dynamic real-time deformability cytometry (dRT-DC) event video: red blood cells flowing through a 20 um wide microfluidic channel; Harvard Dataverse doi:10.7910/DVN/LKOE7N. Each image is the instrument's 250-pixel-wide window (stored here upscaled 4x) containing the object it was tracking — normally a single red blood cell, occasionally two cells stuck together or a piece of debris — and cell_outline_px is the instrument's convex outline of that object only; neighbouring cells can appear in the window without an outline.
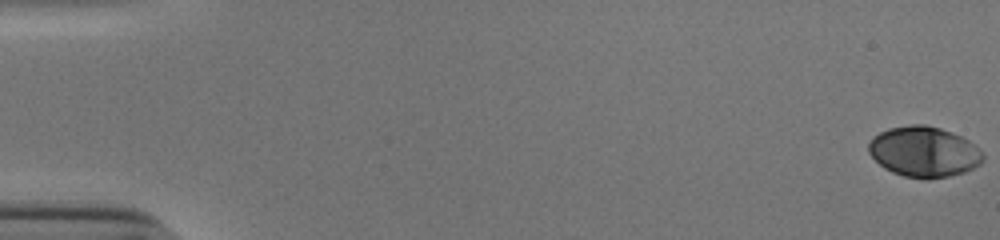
{"species": "human", "species_latin": "Homo sapiens", "temperature_condition": "cold", "stored_images_in_passage": 54, "camera_frame_rate_fps": 3000, "um_per_image_px": 0.085, "donor": {"sex": "male"}, "frame": {"image": 1, "passage_image": 1, "time_ms": 0.0, "image_size_px": [1000, 240], "cell_outline_px": [[984, 160], [980, 164], [964, 172], [948, 176], [924, 180], [904, 176], [892, 172], [884, 168], [868, 152], [868, 144], [872, 136], [888, 128], [908, 124], [924, 124], [940, 128], [952, 132], [976, 144], [980, 148], [984, 156]], "centroid_in_image_um": [78.54, 12.89], "position_along_channel_um": 6.5, "area_um2": 33.99}}
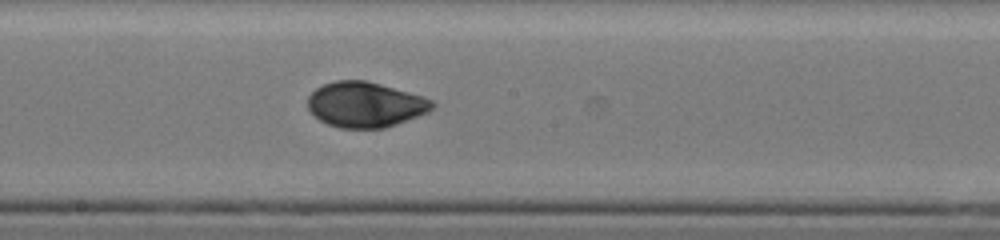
{"frame": {"image": 2, "passage_image": 31, "time_ms": 10.0, "image_size_px": [1000, 240], "cell_outline_px": [[436, 104], [428, 112], [396, 124], [384, 128], [340, 128], [328, 124], [320, 120], [308, 108], [308, 96], [316, 88], [324, 84], [336, 80], [364, 80], [380, 84], [424, 96], [432, 100]], "centroid_in_image_um": [31.05, 8.88], "position_along_channel_um": 217.1, "area_um2": 32.71}}
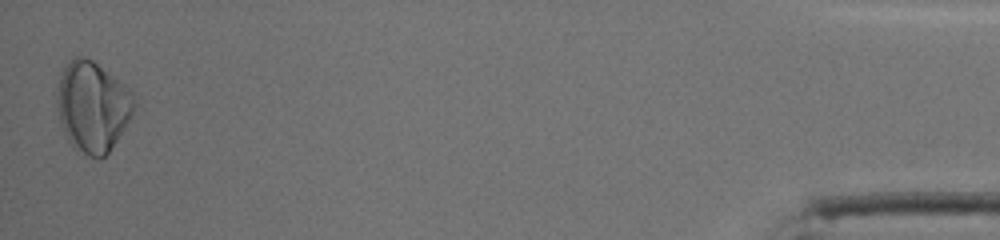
{"frame": {"image": 3, "passage_image": 54, "time_ms": 17.667, "image_size_px": [1000, 240], "cell_outline_px": [[136, 104], [128, 120], [116, 140], [108, 152], [104, 156], [88, 156], [76, 152], [68, 140], [60, 124], [56, 108], [56, 96], [60, 72], [68, 60], [76, 56], [84, 56], [92, 60], [124, 84], [132, 92]], "centroid_in_image_um": [7.81, 9.03], "position_along_channel_um": 427.4, "area_um2": 40.69}, "authors_computed_cell_mechanics": {"area_um2": 33.1772, "velocity_mm_per_s": 3.8614, "shape_relaxation_time_tau1_ms": 3.8727, "shape_relaxation_time_tau2_ms": 1.8472, "deformation_change_tau1": 0.1293, "deformation_change_tau2": 0.0418}}